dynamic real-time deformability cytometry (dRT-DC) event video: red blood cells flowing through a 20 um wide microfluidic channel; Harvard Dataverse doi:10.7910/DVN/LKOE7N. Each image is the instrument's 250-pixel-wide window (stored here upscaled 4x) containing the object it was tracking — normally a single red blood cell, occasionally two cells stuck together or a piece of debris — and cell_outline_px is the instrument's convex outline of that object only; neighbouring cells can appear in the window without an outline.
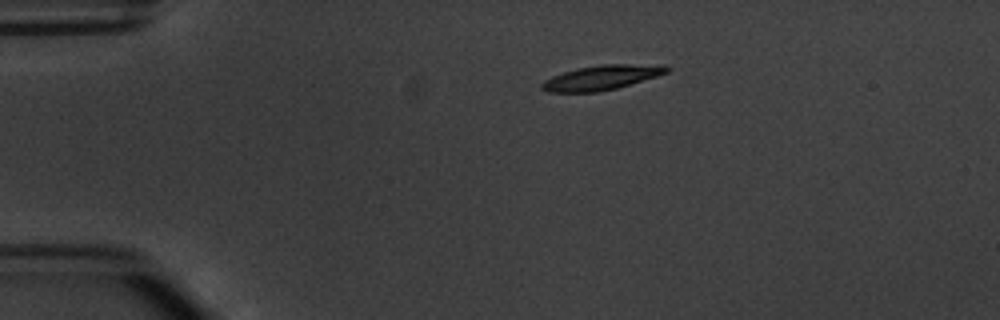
{"species": "common noctule bat (a hibernating species)", "species_latin": "Nyctalus noctula", "temperature_condition": "warm", "stored_images_in_passage": 7, "camera_frame_rate_fps": 3000, "um_per_image_px": 0.085, "animal": {"sex": "male", "body_mass_g": 20.1, "forearm_length_mm": 53.5}, "frame": {"image": 1, "passage_image": 1, "time_ms": 0.0, "image_size_px": [1000, 320], "cell_outline_px": [[672, 68], [668, 72], [656, 76], [616, 88], [596, 92], [548, 92], [540, 88], [540, 84], [544, 80], [552, 76], [576, 68], [604, 64], [668, 64]], "centroid_in_image_um": [51.16, 6.58], "position_along_channel_um": 33.8, "area_um2": 18.03}}
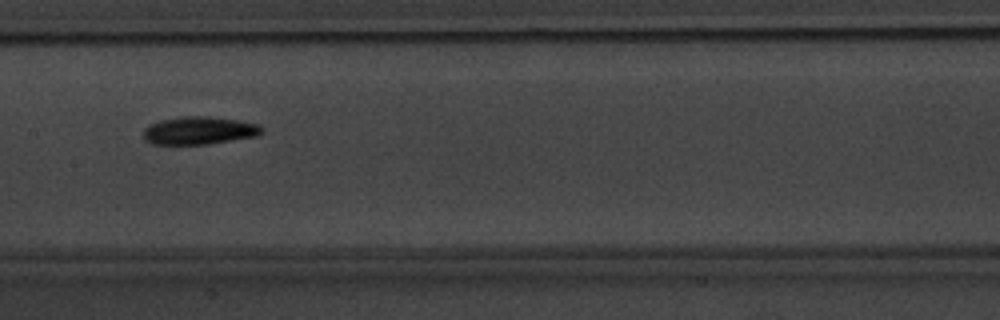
{"frame": {"image": 2, "passage_image": 5, "time_ms": 5.333, "image_size_px": [1000, 320], "cell_outline_px": [[264, 132], [260, 136], [208, 144], [152, 144], [144, 140], [144, 128], [148, 124], [160, 120], [184, 116], [208, 116], [240, 120], [256, 124], [264, 128]], "centroid_in_image_um": [16.96, 11.09], "position_along_channel_um": 190.4, "area_um2": 19.48}}
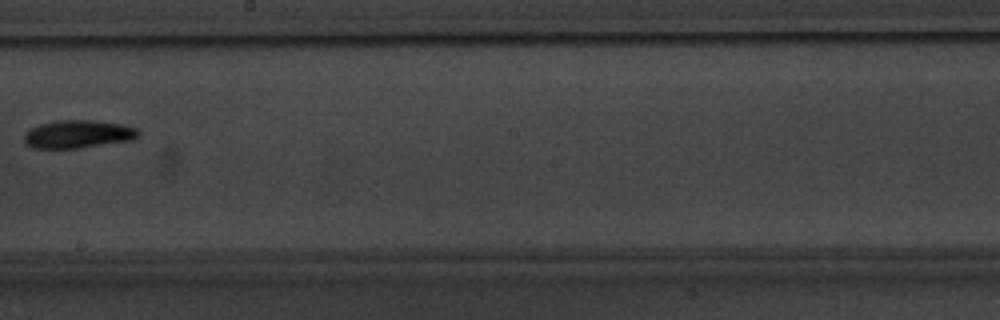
{"frame": {"image": 3, "passage_image": 6, "time_ms": 6.667, "image_size_px": [1000, 320], "cell_outline_px": [[140, 136], [132, 140], [80, 148], [32, 148], [24, 144], [24, 136], [32, 128], [40, 124], [56, 120], [92, 120], [124, 124], [136, 128], [140, 132]], "centroid_in_image_um": [6.66, 11.4], "position_along_channel_um": 241.5, "area_um2": 18.73}}